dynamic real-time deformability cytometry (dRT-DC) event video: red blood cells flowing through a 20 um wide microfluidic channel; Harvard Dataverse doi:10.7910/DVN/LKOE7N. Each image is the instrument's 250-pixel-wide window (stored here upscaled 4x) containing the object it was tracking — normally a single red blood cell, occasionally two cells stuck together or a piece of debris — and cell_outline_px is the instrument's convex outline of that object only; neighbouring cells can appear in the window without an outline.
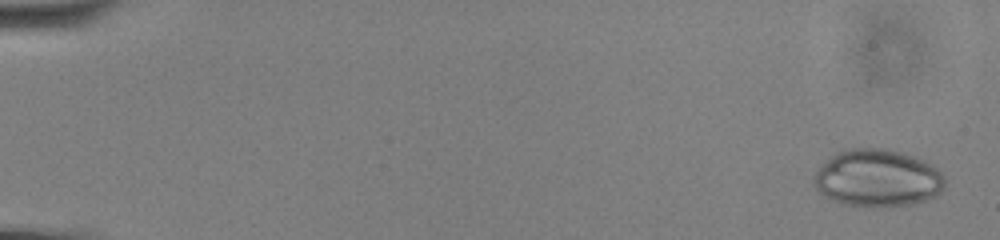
{"species": "common noctule bat (a hibernating species)", "species_latin": "Nyctalus noctula", "temperature_condition": "cold", "stored_images_in_passage": 58, "camera_frame_rate_fps": 3000, "um_per_image_px": 0.085, "animal": {"sex": "male", "body_mass_g": 13.0, "forearm_length_mm": 53.1}, "frame": {"image": 1, "passage_image": 2, "time_ms": 0.333, "image_size_px": [1000, 240], "cell_outline_px": [[944, 188], [936, 196], [912, 204], [888, 208], [840, 204], [824, 196], [816, 188], [812, 180], [816, 172], [836, 152], [848, 148], [884, 148], [900, 152], [924, 160], [932, 164], [944, 176]], "centroid_in_image_um": [74.6, 15.16], "position_along_channel_um": 10.4, "area_um2": 43.99}}
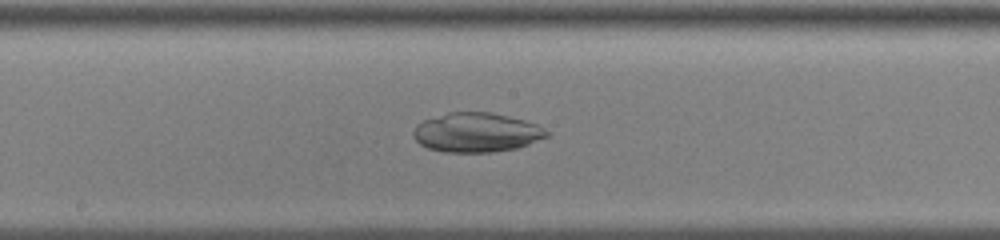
{"frame": {"image": 2, "passage_image": 32, "time_ms": 10.333, "image_size_px": [1000, 240], "cell_outline_px": [[548, 136], [528, 144], [516, 148], [492, 152], [444, 152], [428, 148], [420, 144], [412, 136], [412, 132], [416, 124], [424, 120], [448, 112], [492, 112], [524, 120], [536, 124], [544, 128], [548, 132]], "centroid_in_image_um": [40.47, 11.25], "position_along_channel_um": 207.7, "area_um2": 30.58}}
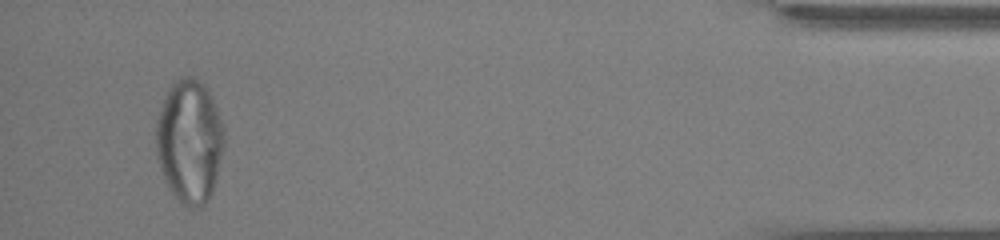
{"frame": {"image": 3, "passage_image": 55, "time_ms": 18.0, "image_size_px": [1000, 240], "cell_outline_px": [[224, 148], [212, 192], [208, 200], [204, 204], [196, 208], [192, 208], [184, 204], [172, 192], [160, 168], [156, 152], [156, 120], [164, 96], [168, 88], [180, 76], [188, 76], [204, 84], [216, 108], [224, 128]], "centroid_in_image_um": [16.1, 11.99], "position_along_channel_um": 419.1, "area_um2": 48.67}}